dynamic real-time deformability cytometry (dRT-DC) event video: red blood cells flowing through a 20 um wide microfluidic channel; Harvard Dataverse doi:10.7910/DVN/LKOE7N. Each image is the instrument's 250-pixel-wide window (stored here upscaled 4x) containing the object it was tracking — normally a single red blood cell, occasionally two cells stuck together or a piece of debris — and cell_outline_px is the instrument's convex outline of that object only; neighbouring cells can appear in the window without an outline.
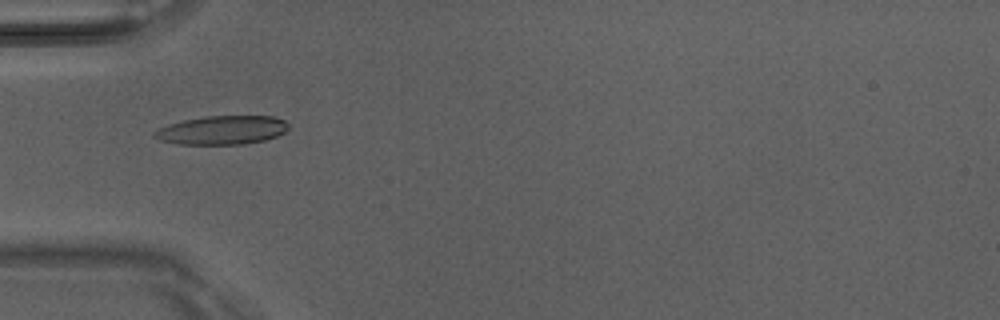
{"species": "Egyptian fruit bat (a non-hibernating species)", "species_latin": "Rousettus aegyptiacus", "temperature_condition": "room temperature", "stored_images_in_passage": 6, "camera_frame_rate_fps": 3000, "um_per_image_px": 0.085, "animal": {"sex": "male"}, "frame": {"image": 1, "passage_image": 3, "time_ms": 0.667, "image_size_px": [1000, 320], "cell_outline_px": [[288, 128], [284, 132], [276, 136], [264, 140], [244, 144], [180, 144], [160, 140], [152, 136], [152, 132], [168, 124], [184, 120], [208, 116], [272, 116], [284, 120], [288, 124]], "centroid_in_image_um": [18.86, 11.06], "position_along_channel_um": 66.1, "area_um2": 22.31}}